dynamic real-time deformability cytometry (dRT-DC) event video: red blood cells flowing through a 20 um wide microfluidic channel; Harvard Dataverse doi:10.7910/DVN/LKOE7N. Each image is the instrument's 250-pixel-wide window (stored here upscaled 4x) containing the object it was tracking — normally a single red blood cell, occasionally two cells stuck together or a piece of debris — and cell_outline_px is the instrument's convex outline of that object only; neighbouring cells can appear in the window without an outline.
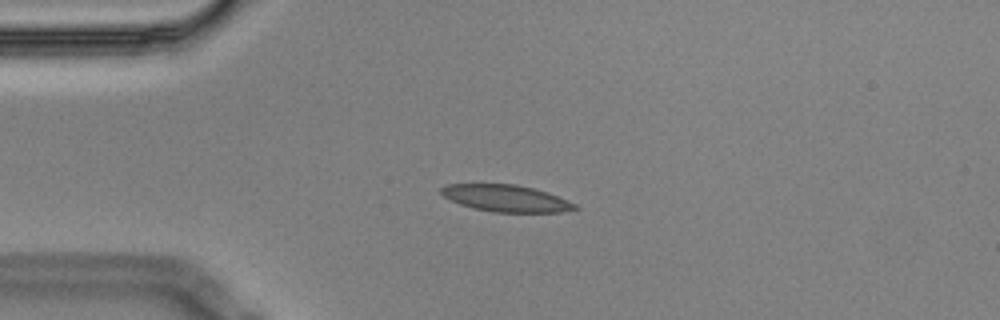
{"species": "Egyptian fruit bat (a non-hibernating species)", "species_latin": "Rousettus aegyptiacus", "temperature_condition": "cold", "stored_images_in_passage": 4, "camera_frame_rate_fps": 3000, "um_per_image_px": 0.085, "animal": {"sex": "male"}, "frame": {"image": 1, "passage_image": 3, "time_ms": 0.667, "image_size_px": [1000, 320], "cell_outline_px": [[580, 208], [560, 212], [492, 212], [472, 208], [460, 204], [444, 196], [440, 192], [440, 188], [448, 184], [516, 184], [548, 192], [576, 204]], "centroid_in_image_um": [43.01, 16.85], "position_along_channel_um": 42.0, "area_um2": 20.81}}